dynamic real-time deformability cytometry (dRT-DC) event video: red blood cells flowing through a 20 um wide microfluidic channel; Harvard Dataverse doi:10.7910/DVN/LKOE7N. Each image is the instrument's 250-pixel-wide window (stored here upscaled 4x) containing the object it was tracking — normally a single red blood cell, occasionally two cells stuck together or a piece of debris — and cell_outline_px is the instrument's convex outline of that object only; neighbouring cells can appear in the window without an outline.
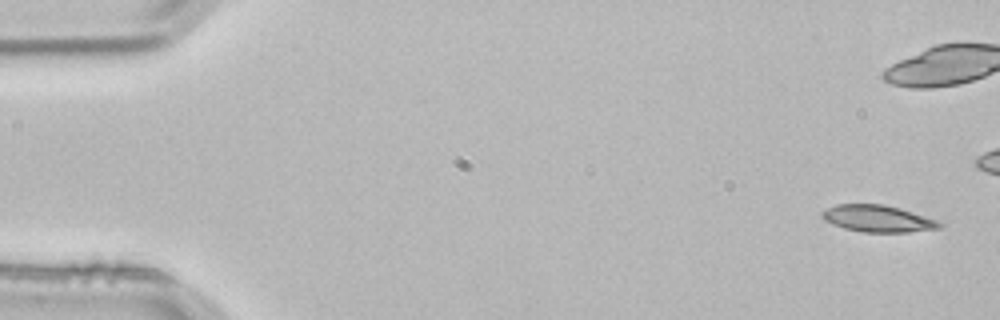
{"species": "common noctule bat (a hibernating species)", "species_latin": "Nyctalus noctula", "temperature_condition": "room temperature", "stored_images_in_passage": 4, "camera_frame_rate_fps": 3000, "um_per_image_px": 0.085, "animal": {"sex": "male", "body_mass_g": 21.5, "forearm_length_mm": 52.0}, "frame": {"image": 1, "passage_image": 1, "time_ms": 0.0, "image_size_px": [1000, 320], "cell_outline_px": [[944, 224], [940, 228], [908, 232], [864, 232], [844, 228], [832, 224], [824, 220], [820, 216], [820, 212], [836, 204], [884, 204], [900, 208], [936, 220]], "centroid_in_image_um": [74.58, 18.58], "position_along_channel_um": 10.4, "area_um2": 18.32}}